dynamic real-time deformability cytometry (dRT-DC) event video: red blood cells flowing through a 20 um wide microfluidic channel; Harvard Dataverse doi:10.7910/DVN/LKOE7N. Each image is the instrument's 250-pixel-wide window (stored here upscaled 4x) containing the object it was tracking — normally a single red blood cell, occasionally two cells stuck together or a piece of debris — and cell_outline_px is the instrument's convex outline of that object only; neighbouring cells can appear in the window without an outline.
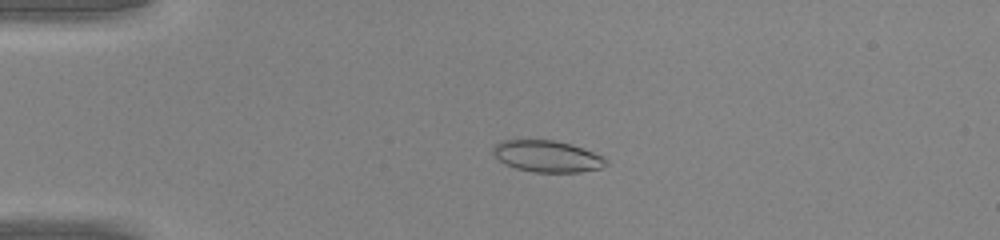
{"species": "common noctule bat (a hibernating species)", "species_latin": "Nyctalus noctula", "temperature_condition": "warm", "stored_images_in_passage": 47, "camera_frame_rate_fps": 3000, "um_per_image_px": 0.085, "animal": {"sex": "male", "body_mass_g": 20.0, "forearm_length_mm": 53.3}, "frame": {"image": 1, "passage_image": 12, "time_ms": 3.667, "image_size_px": [1000, 240], "cell_outline_px": [[608, 164], [600, 168], [580, 172], [532, 172], [516, 168], [492, 156], [492, 148], [500, 140], [552, 140], [572, 144], [604, 156], [608, 160]], "centroid_in_image_um": [46.52, 13.28], "position_along_channel_um": 38.5, "area_um2": 20.87}}
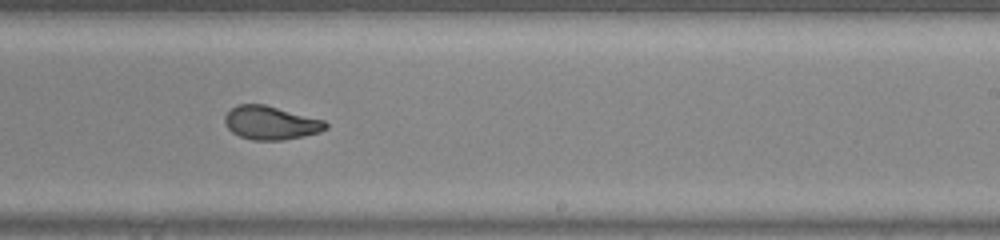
{"frame": {"image": 2, "passage_image": 30, "time_ms": 9.667, "image_size_px": [1000, 240], "cell_outline_px": [[328, 128], [320, 132], [304, 136], [284, 140], [252, 140], [240, 136], [232, 132], [228, 128], [224, 120], [224, 116], [236, 104], [264, 104], [324, 120], [328, 124]], "centroid_in_image_um": [23.02, 10.44], "position_along_channel_um": 266.0, "area_um2": 19.71}}
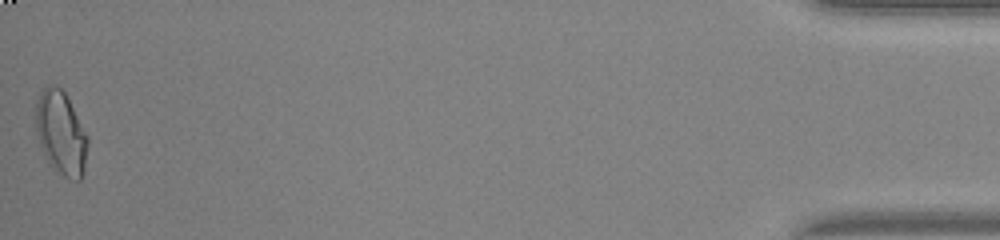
{"frame": {"image": 3, "passage_image": 47, "time_ms": 15.333, "image_size_px": [1000, 240], "cell_outline_px": [[88, 144], [84, 164], [80, 180], [76, 180], [64, 176], [48, 164], [36, 136], [36, 104], [40, 92], [48, 84], [56, 84], [64, 92], [88, 136]], "centroid_in_image_um": [5.15, 11.29], "position_along_channel_um": 430.0, "area_um2": 25.09}}